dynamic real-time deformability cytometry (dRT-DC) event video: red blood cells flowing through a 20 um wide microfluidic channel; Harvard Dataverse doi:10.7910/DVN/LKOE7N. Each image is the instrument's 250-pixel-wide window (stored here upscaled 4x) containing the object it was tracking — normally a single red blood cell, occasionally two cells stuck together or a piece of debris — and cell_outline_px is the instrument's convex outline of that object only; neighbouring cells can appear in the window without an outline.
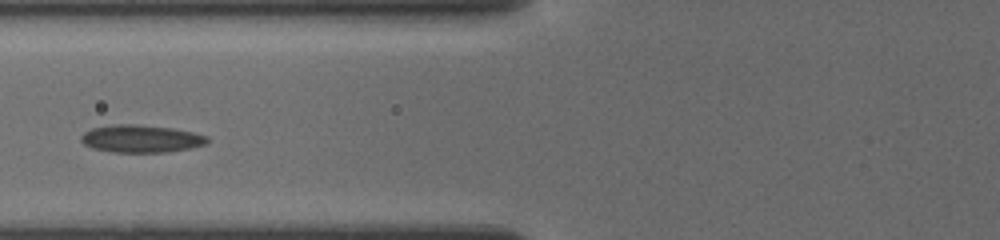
{"species": "common noctule bat (a hibernating species)", "species_latin": "Nyctalus noctula", "temperature_condition": "cold", "stored_images_in_passage": 10, "camera_frame_rate_fps": 3000, "um_per_image_px": 0.085, "animal": {"sex": "female", "body_mass_g": 19.5, "forearm_length_mm": 54.1}, "frame": {"image": 1, "passage_image": 7, "time_ms": 3.667, "image_size_px": [1000, 240], "cell_outline_px": [[208, 140], [204, 144], [188, 148], [164, 152], [112, 152], [92, 148], [84, 144], [80, 140], [80, 136], [84, 132], [92, 128], [112, 124], [136, 124], [172, 128], [192, 132], [208, 136]], "centroid_in_image_um": [11.93, 11.78], "position_along_channel_um": 113.9, "area_um2": 20.17}}
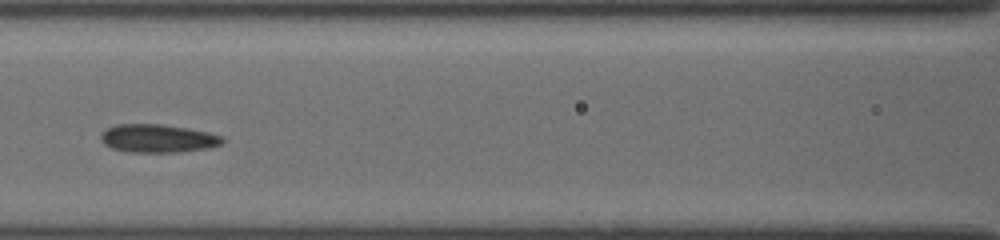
{"frame": {"image": 2, "passage_image": 9, "time_ms": 4.667, "image_size_px": [1000, 240], "cell_outline_px": [[224, 140], [220, 144], [208, 148], [180, 152], [132, 152], [112, 148], [104, 144], [100, 140], [100, 132], [116, 124], [164, 124], [188, 128], [208, 132], [224, 136]], "centroid_in_image_um": [13.41, 11.76], "position_along_channel_um": 153.2, "area_um2": 20.11}}